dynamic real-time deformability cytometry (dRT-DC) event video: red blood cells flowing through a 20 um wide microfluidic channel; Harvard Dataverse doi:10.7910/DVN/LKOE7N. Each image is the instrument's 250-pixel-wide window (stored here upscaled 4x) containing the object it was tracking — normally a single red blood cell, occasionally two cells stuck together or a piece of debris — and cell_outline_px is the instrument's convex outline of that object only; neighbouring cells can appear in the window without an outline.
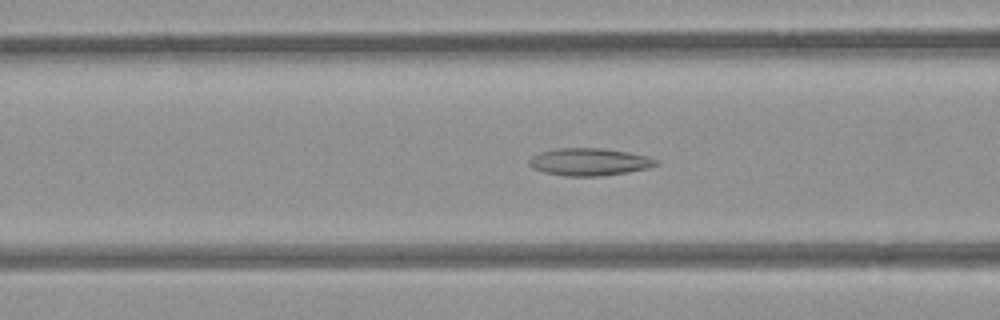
{"species": "common noctule bat (a hibernating species)", "species_latin": "Nyctalus noctula", "temperature_condition": "room temperature", "stored_images_in_passage": 53, "camera_frame_rate_fps": 3000, "um_per_image_px": 0.085, "animal": {"sex": "female", "body_mass_g": 21.9}, "frame": {"image": 1, "passage_image": 21, "time_ms": 6.667, "image_size_px": [1000, 320], "cell_outline_px": [[660, 164], [648, 168], [628, 172], [600, 176], [564, 176], [540, 172], [532, 168], [528, 164], [528, 160], [532, 156], [540, 152], [556, 148], [600, 148], [628, 152], [648, 156], [660, 160]], "centroid_in_image_um": [50.08, 13.76], "position_along_channel_um": 116.5, "area_um2": 20.58}}
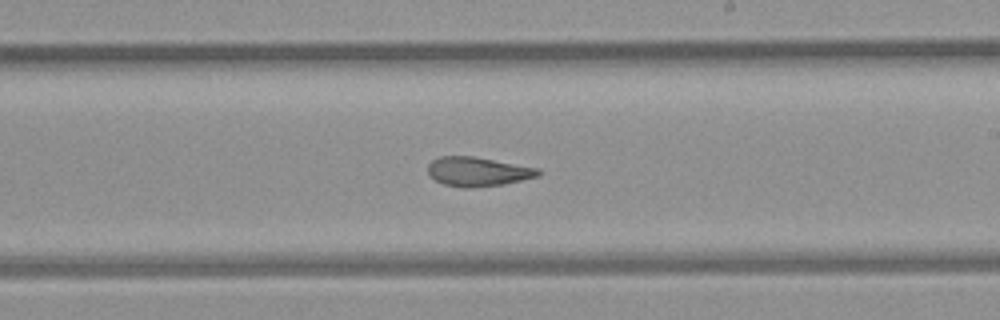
{"frame": {"image": 2, "passage_image": 31, "time_ms": 10.0, "image_size_px": [1000, 320], "cell_outline_px": [[544, 172], [540, 176], [504, 184], [472, 188], [464, 188], [444, 184], [428, 176], [428, 164], [432, 160], [440, 156], [472, 156], [540, 168]], "centroid_in_image_um": [40.64, 14.59], "position_along_channel_um": 248.4, "area_um2": 19.02}}
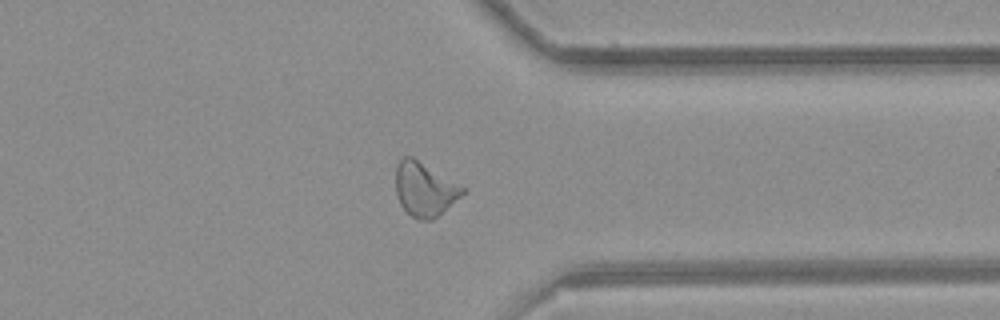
{"frame": {"image": 3, "passage_image": 41, "time_ms": 13.333, "image_size_px": [1000, 320], "cell_outline_px": [[468, 192], [432, 220], [420, 220], [412, 216], [400, 204], [396, 192], [396, 164], [404, 156], [412, 156], [468, 188]], "centroid_in_image_um": [36.14, 16.07], "position_along_channel_um": 375.3, "area_um2": 21.33}, "authors_computed_cell_mechanics": {"area_um2": 21.3282, "velocity_mm_per_s": 3.952, "shape_relaxation_time_tau1_ms": null, "shape_relaxation_time_tau2_ms": 3.2293, "deformation_change_tau1": null, "deformation_change_tau2": 0.1002}}